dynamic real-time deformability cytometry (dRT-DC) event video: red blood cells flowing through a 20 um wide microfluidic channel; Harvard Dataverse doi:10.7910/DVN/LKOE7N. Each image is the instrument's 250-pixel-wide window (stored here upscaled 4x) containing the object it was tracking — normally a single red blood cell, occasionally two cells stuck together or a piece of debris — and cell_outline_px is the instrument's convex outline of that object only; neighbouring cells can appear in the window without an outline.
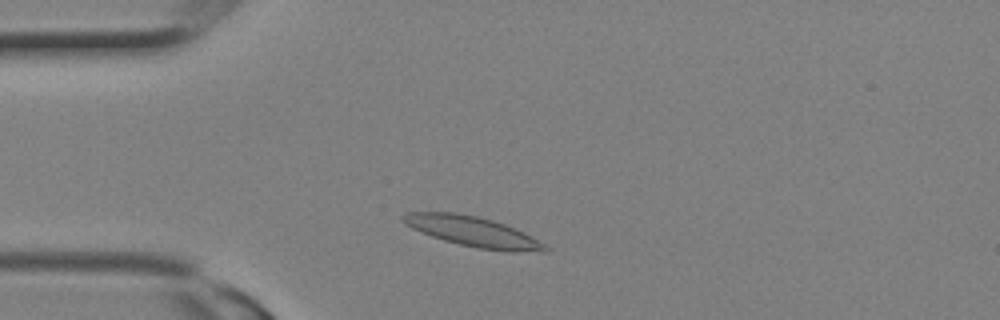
{"species": "Egyptian fruit bat (a non-hibernating species)", "species_latin": "Rousettus aegyptiacus", "temperature_condition": "room temperature", "stored_images_in_passage": 1, "camera_frame_rate_fps": 3000, "um_per_image_px": 0.085, "animal": {"sex": "female"}, "frame": {"image": 1, "passage_image": 1, "time_ms": 0.0, "image_size_px": [1000, 320], "cell_outline_px": [[552, 248], [548, 252], [508, 252], [480, 248], [460, 244], [444, 240], [420, 232], [404, 224], [400, 220], [400, 216], [408, 212], [456, 212], [476, 216], [492, 220], [516, 228], [524, 232]], "centroid_in_image_um": [40.23, 19.69], "position_along_channel_um": 44.8, "area_um2": 25.14}}